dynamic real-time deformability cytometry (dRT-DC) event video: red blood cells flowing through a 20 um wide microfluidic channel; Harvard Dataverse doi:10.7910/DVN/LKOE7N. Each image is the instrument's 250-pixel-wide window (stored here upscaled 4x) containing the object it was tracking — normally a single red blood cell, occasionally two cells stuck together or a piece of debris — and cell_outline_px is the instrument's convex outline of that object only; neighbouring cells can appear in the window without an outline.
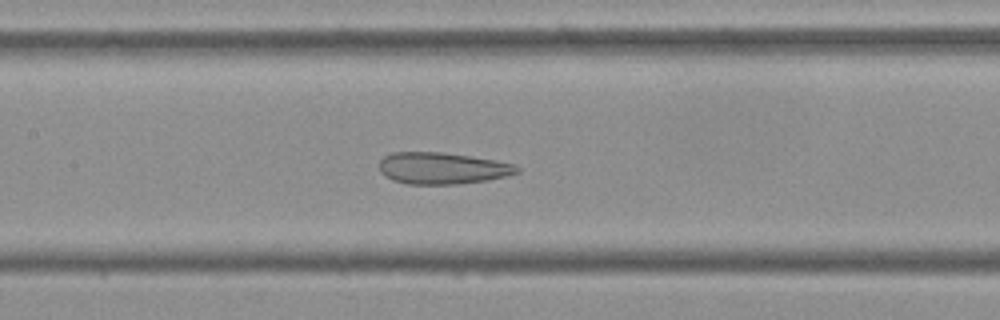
{"species": "Egyptian fruit bat (a non-hibernating species)", "species_latin": "Rousettus aegyptiacus", "temperature_condition": "cold", "stored_images_in_passage": 53, "camera_frame_rate_fps": 3000, "um_per_image_px": 0.085, "frame": {"image": 1, "passage_image": 24, "time_ms": 7.667, "image_size_px": [1000, 320], "cell_outline_px": [[520, 172], [488, 180], [456, 184], [408, 184], [392, 180], [384, 176], [380, 172], [380, 160], [384, 156], [392, 152], [444, 152], [496, 160], [516, 164], [520, 168]], "centroid_in_image_um": [37.59, 14.29], "position_along_channel_um": 169.8, "area_um2": 25.55}}
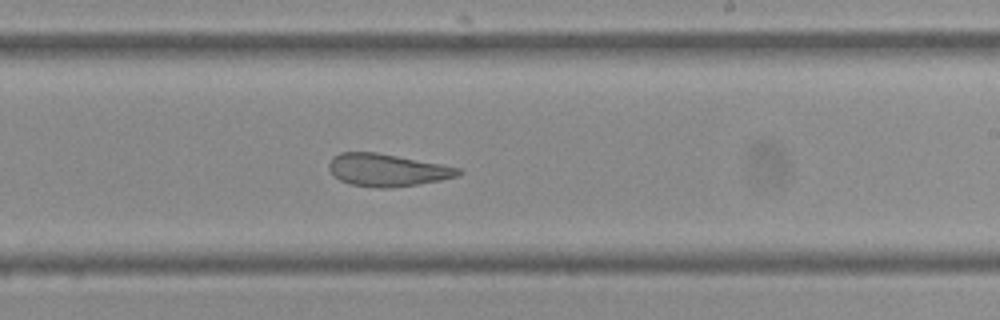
{"frame": {"image": 2, "passage_image": 31, "time_ms": 10.0, "image_size_px": [1000, 320], "cell_outline_px": [[464, 172], [460, 176], [440, 180], [392, 188], [376, 188], [348, 184], [340, 180], [328, 168], [328, 164], [332, 156], [340, 152], [376, 152], [440, 164], [460, 168]], "centroid_in_image_um": [32.9, 14.46], "position_along_channel_um": 256.1, "area_um2": 24.51}}
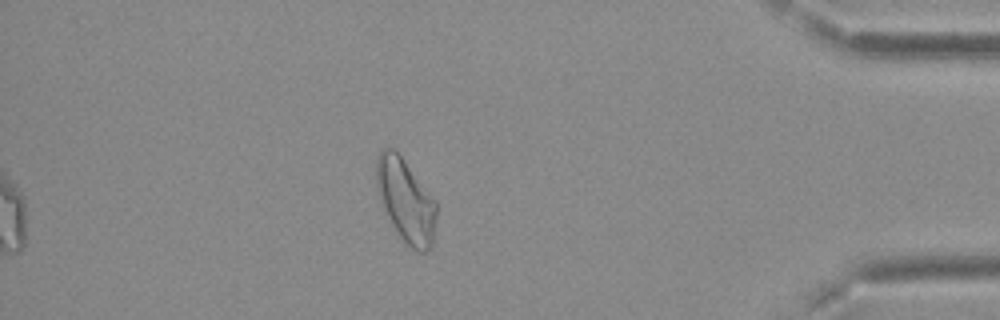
{"frame": {"image": 3, "passage_image": 46, "time_ms": 15.0, "image_size_px": [1000, 320], "cell_outline_px": [[436, 220], [432, 248], [424, 252], [416, 252], [400, 236], [384, 212], [380, 204], [376, 184], [376, 160], [380, 148], [396, 148], [436, 200]], "centroid_in_image_um": [34.48, 17.01], "position_along_channel_um": 400.7, "area_um2": 29.65}, "authors_computed_cell_mechanics": {"area_um2": 28.5532, "velocity_mm_per_s": 3.709, "shape_relaxation_time_tau1_ms": null, "shape_relaxation_time_tau2_ms": 1.3767, "deformation_change_tau1": null, "deformation_change_tau2": 0.0826}}